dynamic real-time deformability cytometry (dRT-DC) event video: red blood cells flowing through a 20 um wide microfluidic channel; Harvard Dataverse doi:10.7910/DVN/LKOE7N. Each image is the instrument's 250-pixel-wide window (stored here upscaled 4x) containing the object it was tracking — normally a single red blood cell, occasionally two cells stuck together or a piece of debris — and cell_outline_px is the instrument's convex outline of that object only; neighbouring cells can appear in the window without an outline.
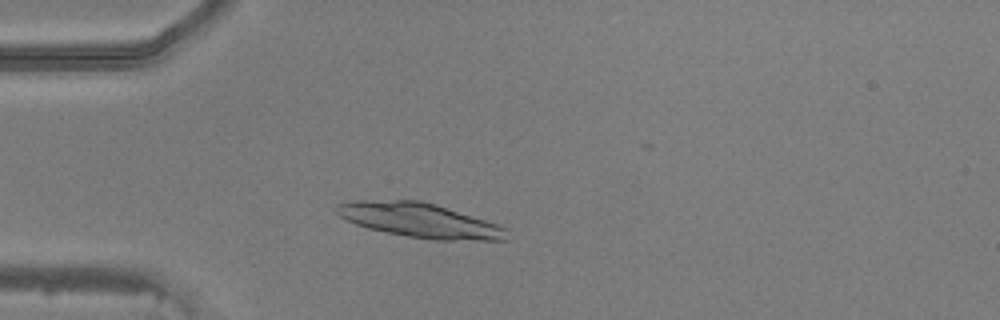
{"species": "common noctule bat (a hibernating species)", "species_latin": "Nyctalus noctula", "temperature_condition": "warm", "stored_images_in_passage": 36, "camera_frame_rate_fps": 3000, "um_per_image_px": 0.085, "animal": {"sex": "male", "body_mass_g": 20.5, "forearm_length_mm": 52.5}, "frame": {"image": 1, "passage_image": 1, "time_ms": 0.0, "image_size_px": [1000, 320], "cell_outline_px": [[508, 240], [432, 240], [408, 236], [368, 228], [356, 224], [340, 216], [332, 208], [336, 204], [356, 200], [420, 200], [436, 204], [496, 224], [504, 228]], "centroid_in_image_um": [35.61, 18.72], "position_along_channel_um": 49.4, "area_um2": 33.81}}
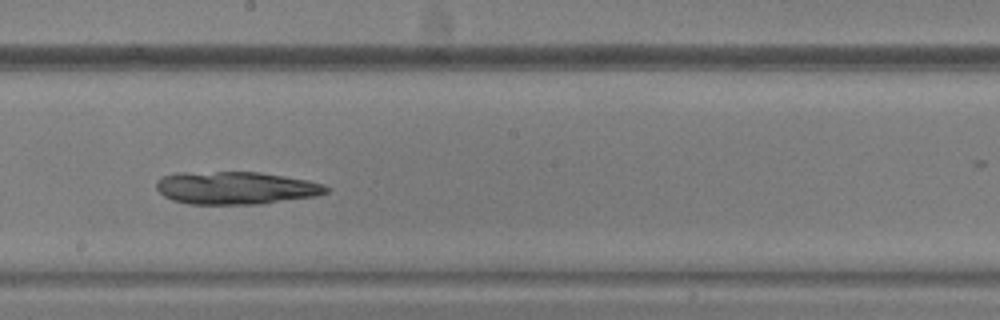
{"frame": {"image": 2, "passage_image": 15, "time_ms": 4.667, "image_size_px": [1000, 320], "cell_outline_px": [[332, 188], [328, 192], [316, 196], [256, 204], [188, 204], [172, 200], [164, 196], [156, 188], [156, 180], [160, 176], [176, 172], [260, 172], [308, 180], [324, 184]], "centroid_in_image_um": [20.02, 15.96], "position_along_channel_um": 228.2, "area_um2": 32.66}}
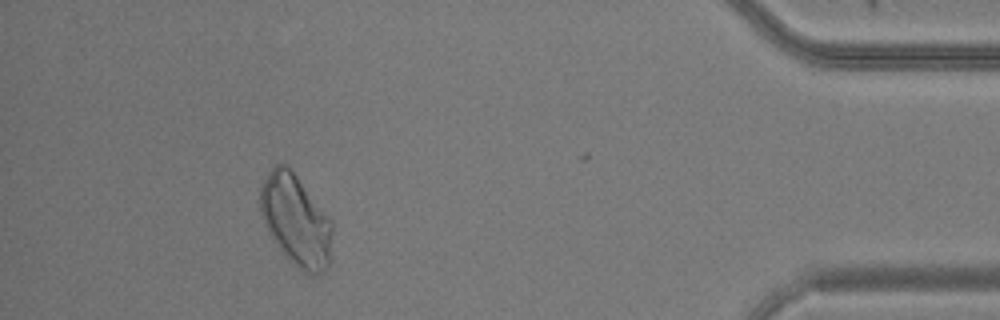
{"frame": {"image": 3, "passage_image": 32, "time_ms": 10.333, "image_size_px": [1000, 320], "cell_outline_px": [[332, 232], [328, 268], [324, 272], [304, 272], [292, 264], [268, 232], [264, 224], [260, 212], [260, 184], [268, 172], [276, 164], [288, 164], [332, 220]], "centroid_in_image_um": [25.13, 18.68], "position_along_channel_um": 410.1, "area_um2": 38.21}}